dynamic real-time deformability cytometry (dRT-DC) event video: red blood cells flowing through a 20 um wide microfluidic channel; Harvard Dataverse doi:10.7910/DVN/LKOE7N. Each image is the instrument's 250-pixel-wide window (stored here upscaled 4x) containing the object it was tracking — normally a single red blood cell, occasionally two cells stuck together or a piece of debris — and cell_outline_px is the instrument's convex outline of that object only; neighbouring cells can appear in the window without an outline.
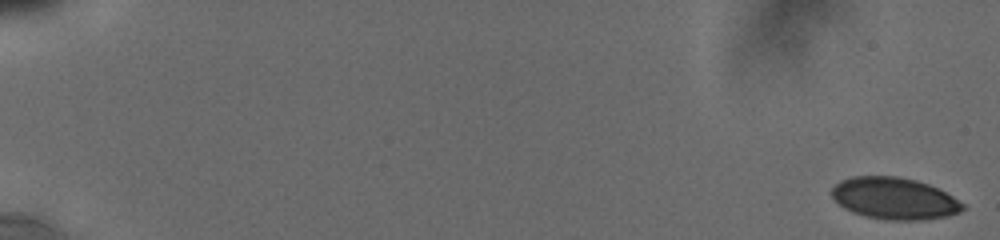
{"species": "human", "species_latin": "Homo sapiens", "temperature_condition": "cold", "stored_images_in_passage": 45, "camera_frame_rate_fps": 3000, "um_per_image_px": 0.085, "donor": {"sex": "male"}, "frame": {"image": 1, "passage_image": 1, "time_ms": 0.0, "image_size_px": [1000, 240], "cell_outline_px": [[964, 208], [960, 212], [948, 216], [924, 220], [884, 220], [864, 216], [852, 212], [844, 208], [832, 196], [832, 188], [840, 180], [852, 176], [896, 176], [916, 180], [928, 184], [952, 196], [964, 204]], "centroid_in_image_um": [76.01, 16.87], "position_along_channel_um": 9.0, "area_um2": 31.91}}
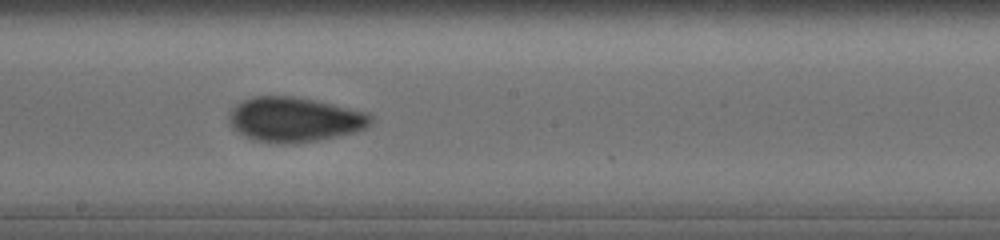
{"frame": {"image": 2, "passage_image": 26, "time_ms": 11.0, "image_size_px": [1000, 240], "cell_outline_px": [[372, 124], [356, 132], [340, 136], [320, 140], [288, 144], [280, 144], [252, 140], [244, 136], [232, 128], [228, 124], [228, 112], [236, 104], [244, 100], [256, 96], [292, 96], [316, 100], [368, 112], [372, 116]], "centroid_in_image_um": [25.02, 10.17], "position_along_channel_um": 223.2, "area_um2": 37.45}}
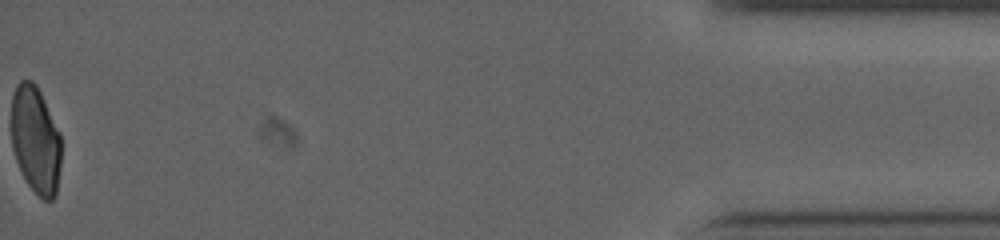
{"frame": {"image": 3, "passage_image": 44, "time_ms": 18.667, "image_size_px": [1000, 240], "cell_outline_px": [[60, 164], [56, 196], [52, 200], [44, 200], [28, 184], [16, 160], [12, 148], [12, 96], [16, 84], [20, 80], [32, 80], [36, 84], [60, 132]], "centroid_in_image_um": [3.02, 11.87], "position_along_channel_um": 432.2, "area_um2": 31.04}, "authors_computed_cell_mechanics": {"area_um2": 34.2176, "velocity_mm_per_s": 3.813, "shape_relaxation_time_tau1_ms": null, "shape_relaxation_time_tau2_ms": 0.7434, "deformation_change_tau1": null, "deformation_change_tau2": 0.0527}}